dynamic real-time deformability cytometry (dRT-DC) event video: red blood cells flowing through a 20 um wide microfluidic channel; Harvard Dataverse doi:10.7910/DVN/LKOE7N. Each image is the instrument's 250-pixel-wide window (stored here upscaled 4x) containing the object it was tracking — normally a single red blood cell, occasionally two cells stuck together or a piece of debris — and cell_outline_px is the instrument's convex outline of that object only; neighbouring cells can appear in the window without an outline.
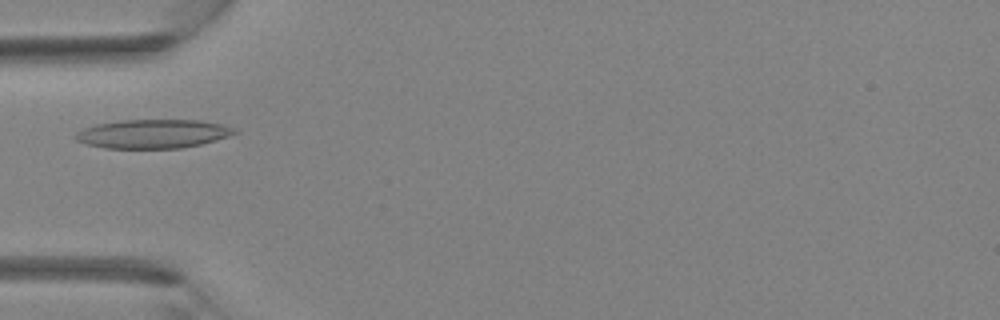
{"species": "Egyptian fruit bat (a non-hibernating species)", "species_latin": "Rousettus aegyptiacus", "temperature_condition": "room temperature", "stored_images_in_passage": 38, "camera_frame_rate_fps": 3000, "um_per_image_px": 0.085, "animal": {"sex": "female"}, "frame": {"image": 1, "passage_image": 11, "time_ms": 3.333, "image_size_px": [1000, 320], "cell_outline_px": [[240, 132], [216, 140], [200, 144], [180, 148], [104, 148], [88, 144], [76, 140], [76, 132], [84, 128], [96, 124], [120, 120], [200, 120], [220, 124], [236, 128]], "centroid_in_image_um": [13.02, 11.37], "position_along_channel_um": 72.0, "area_um2": 26.65}}
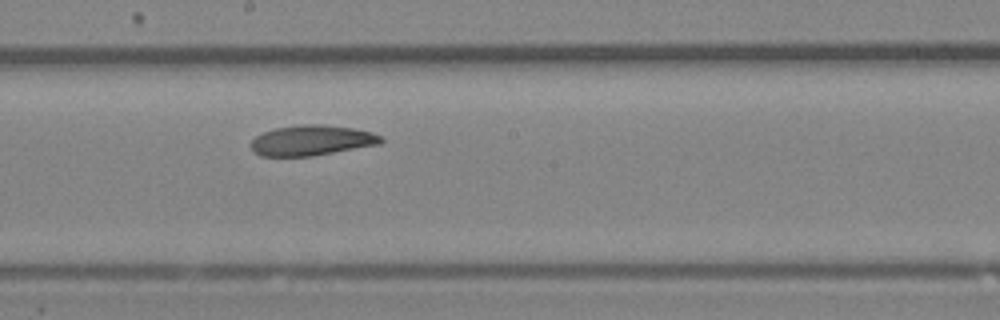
{"frame": {"image": 2, "passage_image": 20, "time_ms": 6.333, "image_size_px": [1000, 320], "cell_outline_px": [[384, 140], [380, 144], [312, 156], [260, 156], [252, 152], [252, 140], [256, 136], [264, 132], [276, 128], [300, 124], [324, 124], [352, 128], [372, 132], [380, 136]], "centroid_in_image_um": [26.49, 11.93], "position_along_channel_um": 221.7, "area_um2": 22.95}}
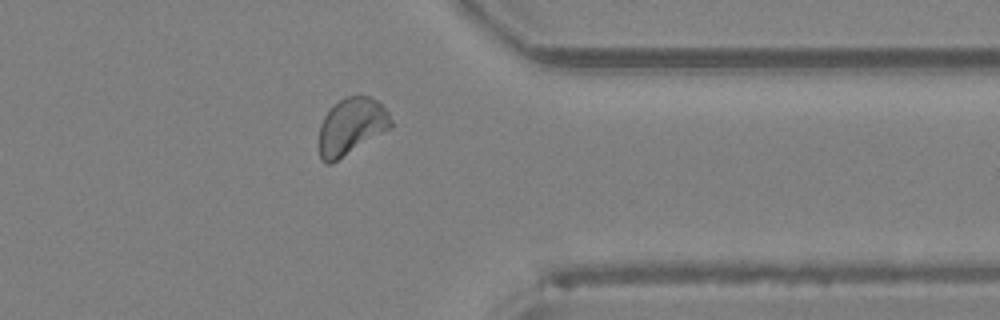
{"frame": {"image": 3, "passage_image": 30, "time_ms": 9.667, "image_size_px": [1000, 320], "cell_outline_px": [[392, 128], [332, 164], [324, 164], [320, 160], [316, 148], [320, 124], [324, 116], [332, 104], [348, 96], [368, 96], [376, 100], [388, 112], [392, 120]], "centroid_in_image_um": [29.8, 10.8], "position_along_channel_um": 381.6, "area_um2": 24.51}}